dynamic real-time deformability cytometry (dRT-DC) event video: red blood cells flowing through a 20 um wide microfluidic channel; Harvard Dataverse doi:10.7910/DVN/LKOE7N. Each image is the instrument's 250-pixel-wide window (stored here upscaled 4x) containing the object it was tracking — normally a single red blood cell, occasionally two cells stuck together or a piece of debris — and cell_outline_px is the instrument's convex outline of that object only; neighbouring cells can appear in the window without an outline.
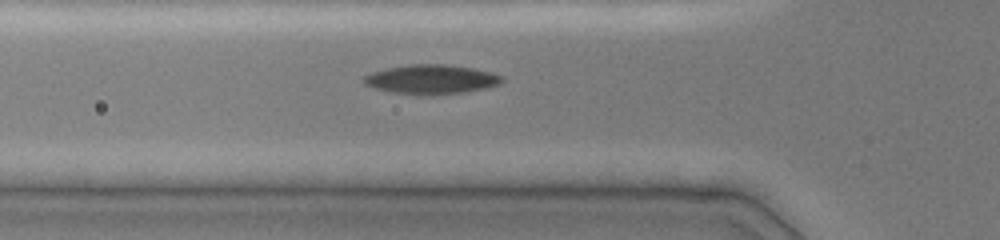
{"species": "common noctule bat (a hibernating species)", "species_latin": "Nyctalus noctula", "temperature_condition": "cold", "stored_images_in_passage": 29, "camera_frame_rate_fps": 3000, "um_per_image_px": 0.085, "animal": {"sex": "female", "body_mass_g": 19.0, "forearm_length_mm": 51.5}, "frame": {"image": 1, "passage_image": 2, "time_ms": 0.333, "image_size_px": [1000, 240], "cell_outline_px": [[504, 80], [500, 84], [484, 88], [464, 92], [396, 92], [376, 88], [364, 84], [360, 80], [364, 76], [372, 72], [384, 68], [408, 64], [448, 64], [472, 68], [492, 72], [504, 76]], "centroid_in_image_um": [36.67, 6.68], "position_along_channel_um": 89.1, "area_um2": 22.83}}
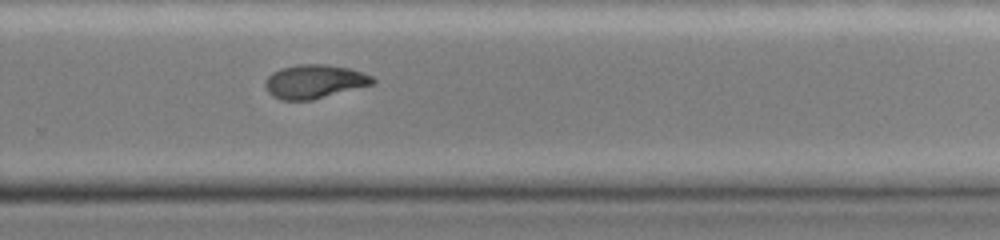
{"frame": {"image": 2, "passage_image": 17, "time_ms": 5.667, "image_size_px": [1000, 240], "cell_outline_px": [[376, 80], [372, 84], [312, 100], [280, 100], [272, 96], [268, 92], [264, 84], [264, 80], [272, 72], [280, 68], [300, 64], [328, 64], [348, 68], [364, 72], [372, 76]], "centroid_in_image_um": [26.69, 6.92], "position_along_channel_um": 303.1, "area_um2": 21.21}}
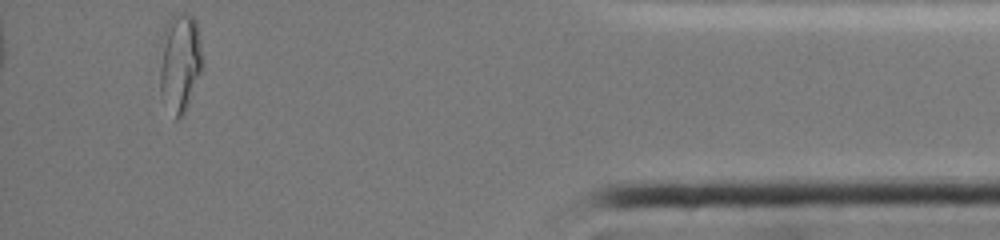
{"frame": {"image": 3, "passage_image": 29, "time_ms": 9.667, "image_size_px": [1000, 240], "cell_outline_px": [[204, 68], [188, 108], [184, 116], [180, 120], [176, 120], [160, 96], [160, 36], [172, 12], [188, 12], [196, 20], [204, 60]], "centroid_in_image_um": [15.31, 5.31], "position_along_channel_um": 419.9, "area_um2": 26.07}}